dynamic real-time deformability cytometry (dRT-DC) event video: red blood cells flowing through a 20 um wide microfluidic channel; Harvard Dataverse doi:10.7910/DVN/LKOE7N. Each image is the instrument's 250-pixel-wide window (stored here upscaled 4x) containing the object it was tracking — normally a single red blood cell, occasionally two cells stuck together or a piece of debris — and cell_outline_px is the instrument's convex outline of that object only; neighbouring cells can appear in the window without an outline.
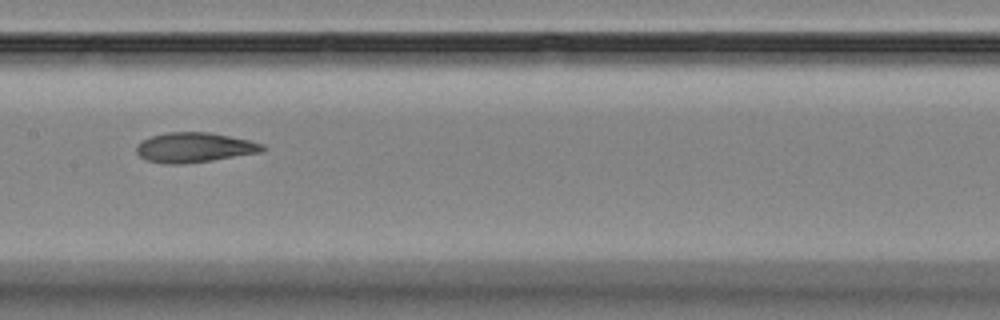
{"species": "Egyptian fruit bat (a non-hibernating species)", "species_latin": "Rousettus aegyptiacus", "temperature_condition": "room temperature", "stored_images_in_passage": 16, "camera_frame_rate_fps": 3000, "um_per_image_px": 0.085, "animal": {"sex": "female"}, "frame": {"image": 1, "passage_image": 8, "time_ms": 8.333, "image_size_px": [1000, 320], "cell_outline_px": [[268, 148], [260, 152], [212, 160], [184, 164], [164, 164], [144, 160], [136, 152], [136, 144], [152, 136], [168, 132], [208, 132], [248, 140], [264, 144]], "centroid_in_image_um": [16.5, 12.54], "position_along_channel_um": 190.9, "area_um2": 21.91}}
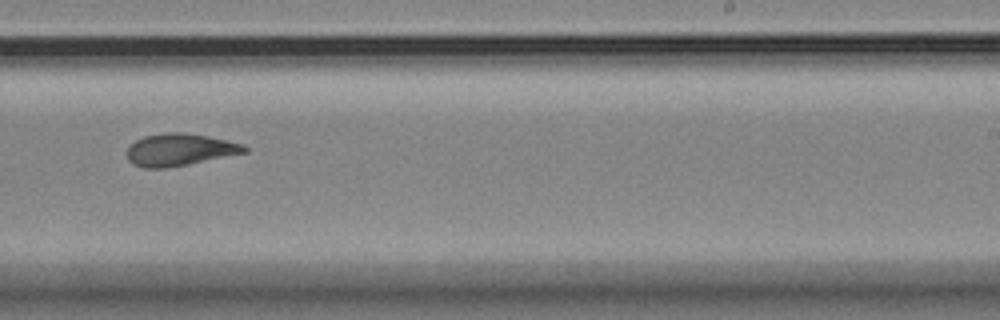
{"frame": {"image": 2, "passage_image": 10, "time_ms": 10.667, "image_size_px": [1000, 320], "cell_outline_px": [[248, 152], [188, 164], [164, 168], [144, 168], [132, 164], [128, 160], [128, 148], [136, 140], [144, 136], [164, 132], [180, 132], [208, 136], [244, 144], [248, 148]], "centroid_in_image_um": [15.28, 12.72], "position_along_channel_um": 273.7, "area_um2": 21.96}}
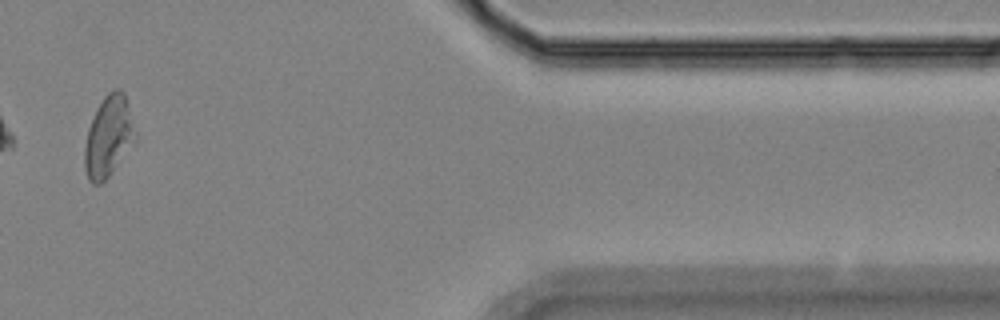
{"frame": {"image": 3, "passage_image": 14, "time_ms": 15.333, "image_size_px": [1000, 320], "cell_outline_px": [[136, 140], [108, 176], [100, 184], [92, 184], [88, 180], [84, 168], [84, 148], [88, 128], [96, 108], [104, 96], [112, 88], [120, 88], [124, 92], [128, 104], [136, 136]], "centroid_in_image_um": [9.2, 11.58], "position_along_channel_um": 402.2, "area_um2": 23.81}, "authors_computed_cell_mechanics": {"area_um2": 23.4668, "velocity_mm_per_s": 3.5767, "shape_relaxation_time_tau1_ms": 5.6008, "shape_relaxation_time_tau2_ms": 4.9266, "deformation_change_tau1": 0.1552, "deformation_change_tau2": 0.082}}